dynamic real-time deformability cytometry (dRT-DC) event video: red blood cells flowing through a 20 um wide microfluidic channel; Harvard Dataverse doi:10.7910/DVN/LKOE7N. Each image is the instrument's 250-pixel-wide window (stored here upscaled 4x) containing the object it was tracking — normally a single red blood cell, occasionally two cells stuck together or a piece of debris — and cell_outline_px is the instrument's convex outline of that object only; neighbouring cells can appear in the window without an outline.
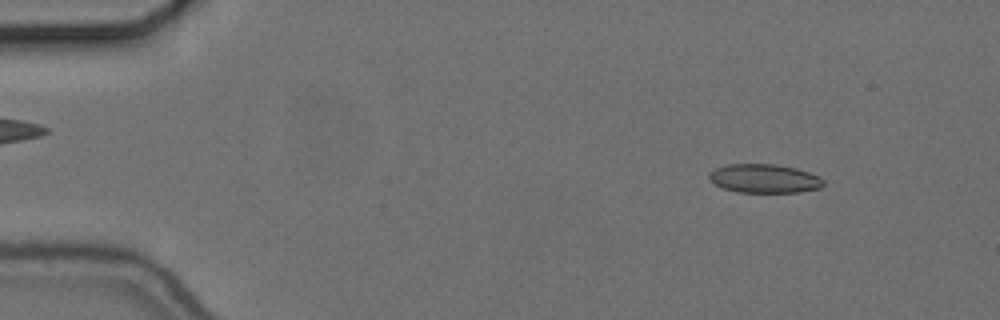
{"species": "common noctule bat (a hibernating species)", "species_latin": "Nyctalus noctula", "temperature_condition": "cold", "stored_images_in_passage": 55, "camera_frame_rate_fps": 3000, "um_per_image_px": 0.085, "animal": {"sex": "female", "body_mass_g": 24.6, "forearm_length_mm": 56.2}, "frame": {"image": 1, "passage_image": 6, "time_ms": 1.667, "image_size_px": [1000, 320], "cell_outline_px": [[824, 184], [820, 188], [800, 192], [736, 192], [724, 188], [708, 180], [708, 172], [716, 168], [728, 164], [776, 164], [796, 168], [820, 176], [824, 180]], "centroid_in_image_um": [64.96, 15.17], "position_along_channel_um": 20.0, "area_um2": 19.31}}
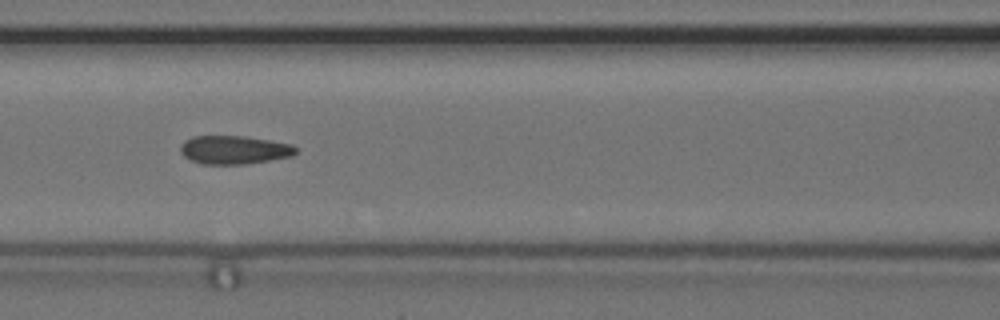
{"frame": {"image": 2, "passage_image": 24, "time_ms": 7.667, "image_size_px": [1000, 320], "cell_outline_px": [[296, 152], [292, 156], [244, 164], [204, 164], [192, 160], [184, 156], [180, 152], [180, 144], [184, 140], [192, 136], [244, 136], [292, 144], [296, 148]], "centroid_in_image_um": [19.87, 12.73], "position_along_channel_um": 146.7, "area_um2": 19.02}}
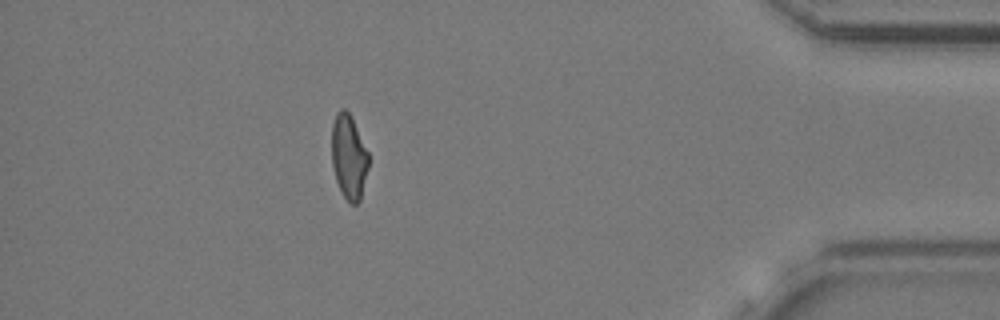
{"frame": {"image": 3, "passage_image": 49, "time_ms": 16.0, "image_size_px": [1000, 320], "cell_outline_px": [[368, 168], [360, 200], [356, 204], [352, 204], [344, 196], [336, 180], [332, 164], [332, 124], [336, 112], [340, 108], [344, 108], [352, 116], [368, 152]], "centroid_in_image_um": [29.65, 13.28], "position_along_channel_um": 405.6, "area_um2": 18.09}, "authors_computed_cell_mechanics": {"area_um2": 19.2474, "velocity_mm_per_s": 3.6691, "shape_relaxation_time_tau1_ms": null, "shape_relaxation_time_tau2_ms": 1.8445, "deformation_change_tau1": null, "deformation_change_tau2": 0.0633}}